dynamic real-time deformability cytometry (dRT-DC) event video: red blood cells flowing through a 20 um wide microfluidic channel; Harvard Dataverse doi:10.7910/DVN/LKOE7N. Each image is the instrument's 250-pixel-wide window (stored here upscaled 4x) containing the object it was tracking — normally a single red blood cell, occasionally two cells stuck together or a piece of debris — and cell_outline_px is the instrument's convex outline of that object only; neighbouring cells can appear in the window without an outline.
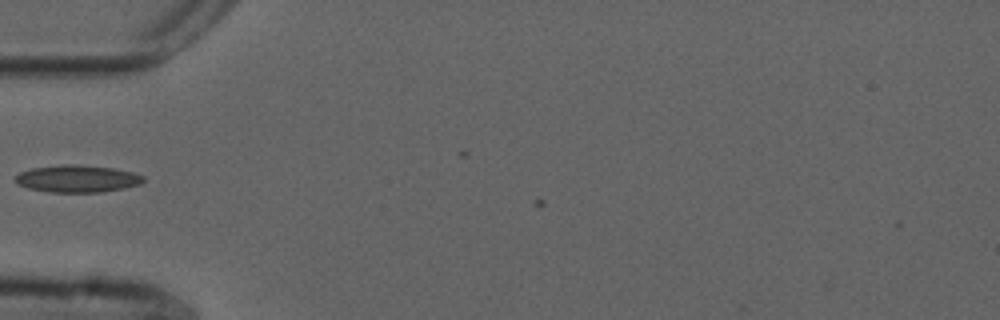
{"species": "common noctule bat (a hibernating species)", "species_latin": "Nyctalus noctula", "temperature_condition": "cold", "stored_images_in_passage": 3, "camera_frame_rate_fps": 3000, "um_per_image_px": 0.085, "animal": {"sex": "male", "forearm_length_mm": 52.5}, "frame": {"image": 1, "passage_image": 2, "time_ms": 0.333, "image_size_px": [1000, 320], "cell_outline_px": [[144, 180], [140, 184], [124, 188], [100, 192], [48, 192], [28, 188], [16, 184], [16, 176], [20, 172], [32, 168], [68, 164], [72, 164], [112, 168], [132, 172], [144, 176]], "centroid_in_image_um": [6.56, 15.2], "position_along_channel_um": 78.4, "area_um2": 20.11}}